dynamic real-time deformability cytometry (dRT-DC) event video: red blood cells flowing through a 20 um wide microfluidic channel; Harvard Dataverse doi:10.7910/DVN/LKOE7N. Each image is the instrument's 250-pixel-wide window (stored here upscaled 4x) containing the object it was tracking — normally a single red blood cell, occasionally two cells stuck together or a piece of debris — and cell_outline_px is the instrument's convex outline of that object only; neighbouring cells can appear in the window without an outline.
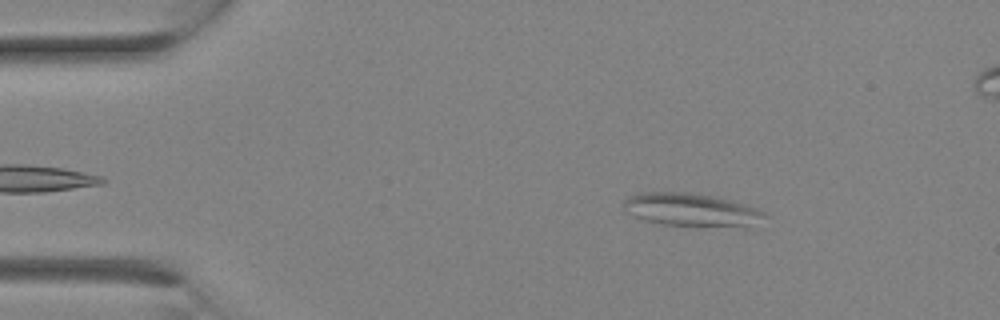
{"species": "Egyptian fruit bat (a non-hibernating species)", "species_latin": "Rousettus aegyptiacus", "temperature_condition": "room temperature", "stored_images_in_passage": 11, "camera_frame_rate_fps": 3000, "um_per_image_px": 0.085, "animal": {"sex": "female"}, "frame": {"image": 1, "passage_image": 4, "time_ms": 1.0, "image_size_px": [1000, 320], "cell_outline_px": [[768, 216], [748, 228], [700, 228], [664, 224], [648, 220], [636, 216], [628, 212], [624, 208], [624, 200], [628, 196], [640, 192], [688, 192], [716, 196], [744, 204], [756, 208], [764, 212]], "centroid_in_image_um": [58.86, 17.87], "position_along_channel_um": 26.1, "area_um2": 27.92}}
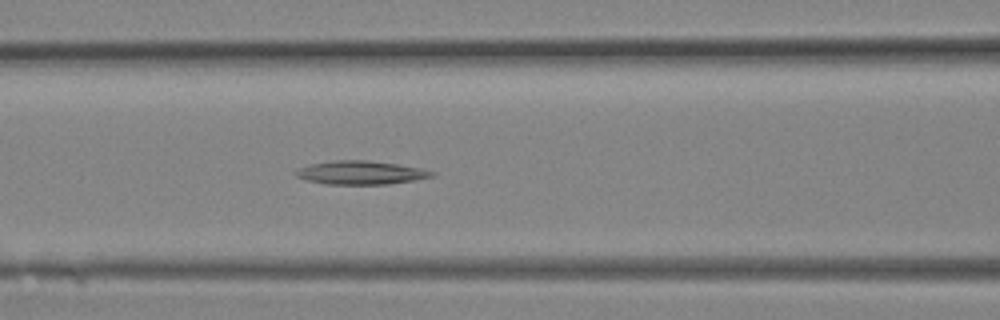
{"frame": {"image": 2, "passage_image": 11, "time_ms": 3.333, "image_size_px": [1000, 320], "cell_outline_px": [[436, 176], [388, 184], [328, 184], [308, 180], [296, 176], [296, 172], [300, 168], [312, 164], [336, 160], [368, 160], [396, 164], [420, 168], [436, 172]], "centroid_in_image_um": [30.72, 14.67], "position_along_channel_um": 135.9, "area_um2": 18.32}}